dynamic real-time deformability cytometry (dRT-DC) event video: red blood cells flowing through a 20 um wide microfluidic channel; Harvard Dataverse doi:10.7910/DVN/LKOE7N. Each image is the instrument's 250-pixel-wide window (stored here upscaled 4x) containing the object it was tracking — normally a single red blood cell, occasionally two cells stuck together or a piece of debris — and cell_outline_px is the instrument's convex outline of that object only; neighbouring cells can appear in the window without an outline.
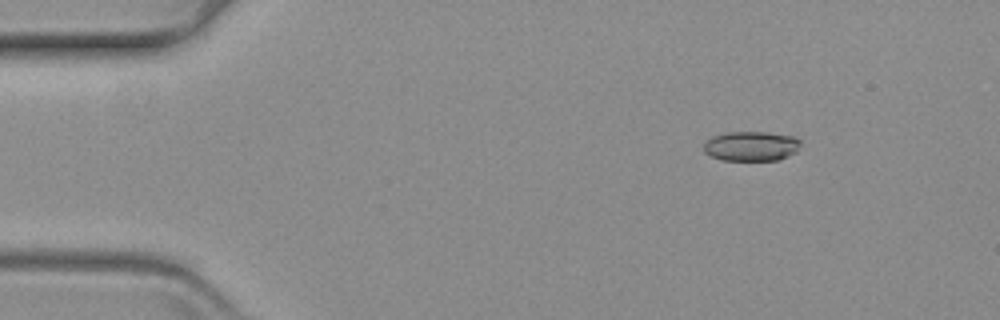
{"species": "common noctule bat (a hibernating species)", "species_latin": "Nyctalus noctula", "temperature_condition": "warm", "stored_images_in_passage": 9, "camera_frame_rate_fps": 3000, "um_per_image_px": 0.085, "animal": {"sex": "female", "body_mass_g": 19.3, "forearm_length_mm": 54.1}, "frame": {"image": 1, "passage_image": 1, "time_ms": 0.0, "image_size_px": [1000, 320], "cell_outline_px": [[800, 144], [796, 152], [776, 160], [724, 160], [712, 156], [704, 152], [704, 140], [712, 136], [728, 132], [768, 132], [792, 136], [800, 140]], "centroid_in_image_um": [63.82, 12.41], "position_along_channel_um": 21.2, "area_um2": 16.7}}